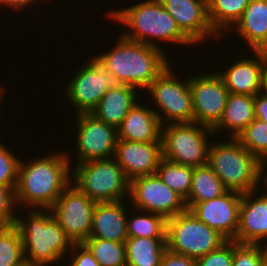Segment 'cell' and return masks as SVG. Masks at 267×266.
I'll return each instance as SVG.
<instances>
[{
	"instance_id": "obj_20",
	"label": "cell",
	"mask_w": 267,
	"mask_h": 266,
	"mask_svg": "<svg viewBox=\"0 0 267 266\" xmlns=\"http://www.w3.org/2000/svg\"><path fill=\"white\" fill-rule=\"evenodd\" d=\"M123 201L96 203L89 238H102L108 241L125 243L128 239V211H126L127 207H124L126 205L123 204Z\"/></svg>"
},
{
	"instance_id": "obj_42",
	"label": "cell",
	"mask_w": 267,
	"mask_h": 266,
	"mask_svg": "<svg viewBox=\"0 0 267 266\" xmlns=\"http://www.w3.org/2000/svg\"><path fill=\"white\" fill-rule=\"evenodd\" d=\"M264 90L267 92V63H266V68H265Z\"/></svg>"
},
{
	"instance_id": "obj_31",
	"label": "cell",
	"mask_w": 267,
	"mask_h": 266,
	"mask_svg": "<svg viewBox=\"0 0 267 266\" xmlns=\"http://www.w3.org/2000/svg\"><path fill=\"white\" fill-rule=\"evenodd\" d=\"M23 242L14 226H0V266H24Z\"/></svg>"
},
{
	"instance_id": "obj_36",
	"label": "cell",
	"mask_w": 267,
	"mask_h": 266,
	"mask_svg": "<svg viewBox=\"0 0 267 266\" xmlns=\"http://www.w3.org/2000/svg\"><path fill=\"white\" fill-rule=\"evenodd\" d=\"M14 208L16 209L14 190L0 185V226L14 225L16 219Z\"/></svg>"
},
{
	"instance_id": "obj_41",
	"label": "cell",
	"mask_w": 267,
	"mask_h": 266,
	"mask_svg": "<svg viewBox=\"0 0 267 266\" xmlns=\"http://www.w3.org/2000/svg\"><path fill=\"white\" fill-rule=\"evenodd\" d=\"M267 161L266 162H263V164H262V168H261V171H260V180H259V183L261 184L262 183V185H260L262 188H261V190H265V192H262V193H264V195L267 197Z\"/></svg>"
},
{
	"instance_id": "obj_2",
	"label": "cell",
	"mask_w": 267,
	"mask_h": 266,
	"mask_svg": "<svg viewBox=\"0 0 267 266\" xmlns=\"http://www.w3.org/2000/svg\"><path fill=\"white\" fill-rule=\"evenodd\" d=\"M111 48L94 57L120 84L136 87L141 93L170 65L165 49L129 40L121 33Z\"/></svg>"
},
{
	"instance_id": "obj_17",
	"label": "cell",
	"mask_w": 267,
	"mask_h": 266,
	"mask_svg": "<svg viewBox=\"0 0 267 266\" xmlns=\"http://www.w3.org/2000/svg\"><path fill=\"white\" fill-rule=\"evenodd\" d=\"M113 158L129 181L156 174L162 157L161 142L117 140Z\"/></svg>"
},
{
	"instance_id": "obj_4",
	"label": "cell",
	"mask_w": 267,
	"mask_h": 266,
	"mask_svg": "<svg viewBox=\"0 0 267 266\" xmlns=\"http://www.w3.org/2000/svg\"><path fill=\"white\" fill-rule=\"evenodd\" d=\"M46 211L31 209L25 214L27 218L19 216L16 212L14 226L21 235L26 264H56L66 258L74 244L53 217L51 210Z\"/></svg>"
},
{
	"instance_id": "obj_9",
	"label": "cell",
	"mask_w": 267,
	"mask_h": 266,
	"mask_svg": "<svg viewBox=\"0 0 267 266\" xmlns=\"http://www.w3.org/2000/svg\"><path fill=\"white\" fill-rule=\"evenodd\" d=\"M226 241L223 235L208 227L188 209L167 219L166 245L175 253L198 259Z\"/></svg>"
},
{
	"instance_id": "obj_44",
	"label": "cell",
	"mask_w": 267,
	"mask_h": 266,
	"mask_svg": "<svg viewBox=\"0 0 267 266\" xmlns=\"http://www.w3.org/2000/svg\"><path fill=\"white\" fill-rule=\"evenodd\" d=\"M24 266H35V265H31V264H25Z\"/></svg>"
},
{
	"instance_id": "obj_26",
	"label": "cell",
	"mask_w": 267,
	"mask_h": 266,
	"mask_svg": "<svg viewBox=\"0 0 267 266\" xmlns=\"http://www.w3.org/2000/svg\"><path fill=\"white\" fill-rule=\"evenodd\" d=\"M226 191L227 189L208 164L194 167L190 192L184 200L186 208L189 210L195 203L219 197Z\"/></svg>"
},
{
	"instance_id": "obj_23",
	"label": "cell",
	"mask_w": 267,
	"mask_h": 266,
	"mask_svg": "<svg viewBox=\"0 0 267 266\" xmlns=\"http://www.w3.org/2000/svg\"><path fill=\"white\" fill-rule=\"evenodd\" d=\"M130 85L121 84L109 89L91 112L98 120L118 129L128 112L138 102L141 91ZM139 92V93H138Z\"/></svg>"
},
{
	"instance_id": "obj_33",
	"label": "cell",
	"mask_w": 267,
	"mask_h": 266,
	"mask_svg": "<svg viewBox=\"0 0 267 266\" xmlns=\"http://www.w3.org/2000/svg\"><path fill=\"white\" fill-rule=\"evenodd\" d=\"M232 266H267V246L240 244L234 240Z\"/></svg>"
},
{
	"instance_id": "obj_43",
	"label": "cell",
	"mask_w": 267,
	"mask_h": 266,
	"mask_svg": "<svg viewBox=\"0 0 267 266\" xmlns=\"http://www.w3.org/2000/svg\"><path fill=\"white\" fill-rule=\"evenodd\" d=\"M4 91H5L4 88H0V106L2 105V104H1V103H2V100H1V99H2V97H4L3 94H5ZM0 111H1V110H0ZM0 115H2V114L0 113Z\"/></svg>"
},
{
	"instance_id": "obj_1",
	"label": "cell",
	"mask_w": 267,
	"mask_h": 266,
	"mask_svg": "<svg viewBox=\"0 0 267 266\" xmlns=\"http://www.w3.org/2000/svg\"><path fill=\"white\" fill-rule=\"evenodd\" d=\"M57 151L32 159L33 161L28 163L20 160L14 191L16 207L24 204L29 211L31 207L50 210L61 193L71 184L72 164L71 157H68L70 154Z\"/></svg>"
},
{
	"instance_id": "obj_40",
	"label": "cell",
	"mask_w": 267,
	"mask_h": 266,
	"mask_svg": "<svg viewBox=\"0 0 267 266\" xmlns=\"http://www.w3.org/2000/svg\"><path fill=\"white\" fill-rule=\"evenodd\" d=\"M36 1L38 2L39 0H0V7H11L10 9L14 8L13 10L17 11V9H20L19 11H22L23 8L26 10L29 5L35 3Z\"/></svg>"
},
{
	"instance_id": "obj_30",
	"label": "cell",
	"mask_w": 267,
	"mask_h": 266,
	"mask_svg": "<svg viewBox=\"0 0 267 266\" xmlns=\"http://www.w3.org/2000/svg\"><path fill=\"white\" fill-rule=\"evenodd\" d=\"M83 244L100 266H126L125 243L102 238H87Z\"/></svg>"
},
{
	"instance_id": "obj_29",
	"label": "cell",
	"mask_w": 267,
	"mask_h": 266,
	"mask_svg": "<svg viewBox=\"0 0 267 266\" xmlns=\"http://www.w3.org/2000/svg\"><path fill=\"white\" fill-rule=\"evenodd\" d=\"M194 167L176 164L164 158L160 160L156 174L184 200L188 197Z\"/></svg>"
},
{
	"instance_id": "obj_11",
	"label": "cell",
	"mask_w": 267,
	"mask_h": 266,
	"mask_svg": "<svg viewBox=\"0 0 267 266\" xmlns=\"http://www.w3.org/2000/svg\"><path fill=\"white\" fill-rule=\"evenodd\" d=\"M96 203L71 183L50 210L70 240L83 243L90 237Z\"/></svg>"
},
{
	"instance_id": "obj_32",
	"label": "cell",
	"mask_w": 267,
	"mask_h": 266,
	"mask_svg": "<svg viewBox=\"0 0 267 266\" xmlns=\"http://www.w3.org/2000/svg\"><path fill=\"white\" fill-rule=\"evenodd\" d=\"M237 139L262 162L267 161V123L255 118Z\"/></svg>"
},
{
	"instance_id": "obj_14",
	"label": "cell",
	"mask_w": 267,
	"mask_h": 266,
	"mask_svg": "<svg viewBox=\"0 0 267 266\" xmlns=\"http://www.w3.org/2000/svg\"><path fill=\"white\" fill-rule=\"evenodd\" d=\"M77 119L76 159L77 164L114 156L118 140L117 129L98 120L91 113H80Z\"/></svg>"
},
{
	"instance_id": "obj_28",
	"label": "cell",
	"mask_w": 267,
	"mask_h": 266,
	"mask_svg": "<svg viewBox=\"0 0 267 266\" xmlns=\"http://www.w3.org/2000/svg\"><path fill=\"white\" fill-rule=\"evenodd\" d=\"M137 211L139 213H136ZM132 212H134L130 213L133 214L132 217L127 218L128 238L166 239L167 219L165 217L146 211L141 212L135 208ZM135 213L137 215H134Z\"/></svg>"
},
{
	"instance_id": "obj_27",
	"label": "cell",
	"mask_w": 267,
	"mask_h": 266,
	"mask_svg": "<svg viewBox=\"0 0 267 266\" xmlns=\"http://www.w3.org/2000/svg\"><path fill=\"white\" fill-rule=\"evenodd\" d=\"M251 0H207L208 19L214 32L223 37V32L236 24ZM228 28V29H227Z\"/></svg>"
},
{
	"instance_id": "obj_34",
	"label": "cell",
	"mask_w": 267,
	"mask_h": 266,
	"mask_svg": "<svg viewBox=\"0 0 267 266\" xmlns=\"http://www.w3.org/2000/svg\"><path fill=\"white\" fill-rule=\"evenodd\" d=\"M20 158L0 141V185L16 189Z\"/></svg>"
},
{
	"instance_id": "obj_24",
	"label": "cell",
	"mask_w": 267,
	"mask_h": 266,
	"mask_svg": "<svg viewBox=\"0 0 267 266\" xmlns=\"http://www.w3.org/2000/svg\"><path fill=\"white\" fill-rule=\"evenodd\" d=\"M254 100L255 96L229 93L222 118L212 129L213 133L221 135L227 130L225 138H237L255 119Z\"/></svg>"
},
{
	"instance_id": "obj_37",
	"label": "cell",
	"mask_w": 267,
	"mask_h": 266,
	"mask_svg": "<svg viewBox=\"0 0 267 266\" xmlns=\"http://www.w3.org/2000/svg\"><path fill=\"white\" fill-rule=\"evenodd\" d=\"M67 254L71 256V262L67 266H100L83 243H74Z\"/></svg>"
},
{
	"instance_id": "obj_25",
	"label": "cell",
	"mask_w": 267,
	"mask_h": 266,
	"mask_svg": "<svg viewBox=\"0 0 267 266\" xmlns=\"http://www.w3.org/2000/svg\"><path fill=\"white\" fill-rule=\"evenodd\" d=\"M126 266H160L166 239L131 237L125 241Z\"/></svg>"
},
{
	"instance_id": "obj_13",
	"label": "cell",
	"mask_w": 267,
	"mask_h": 266,
	"mask_svg": "<svg viewBox=\"0 0 267 266\" xmlns=\"http://www.w3.org/2000/svg\"><path fill=\"white\" fill-rule=\"evenodd\" d=\"M193 96V122L213 129L221 120L229 91L216 72L190 77Z\"/></svg>"
},
{
	"instance_id": "obj_39",
	"label": "cell",
	"mask_w": 267,
	"mask_h": 266,
	"mask_svg": "<svg viewBox=\"0 0 267 266\" xmlns=\"http://www.w3.org/2000/svg\"><path fill=\"white\" fill-rule=\"evenodd\" d=\"M254 111L255 118L267 123V92L265 90L255 95Z\"/></svg>"
},
{
	"instance_id": "obj_12",
	"label": "cell",
	"mask_w": 267,
	"mask_h": 266,
	"mask_svg": "<svg viewBox=\"0 0 267 266\" xmlns=\"http://www.w3.org/2000/svg\"><path fill=\"white\" fill-rule=\"evenodd\" d=\"M129 201L132 209L162 215L166 219L184 212V199L166 185L157 174L140 176L130 181Z\"/></svg>"
},
{
	"instance_id": "obj_19",
	"label": "cell",
	"mask_w": 267,
	"mask_h": 266,
	"mask_svg": "<svg viewBox=\"0 0 267 266\" xmlns=\"http://www.w3.org/2000/svg\"><path fill=\"white\" fill-rule=\"evenodd\" d=\"M258 189L243 193L236 240L240 244L267 246V197Z\"/></svg>"
},
{
	"instance_id": "obj_7",
	"label": "cell",
	"mask_w": 267,
	"mask_h": 266,
	"mask_svg": "<svg viewBox=\"0 0 267 266\" xmlns=\"http://www.w3.org/2000/svg\"><path fill=\"white\" fill-rule=\"evenodd\" d=\"M209 135V137H208ZM214 135V136H213ZM212 129L196 122L170 123L162 126V157L176 164L207 165Z\"/></svg>"
},
{
	"instance_id": "obj_3",
	"label": "cell",
	"mask_w": 267,
	"mask_h": 266,
	"mask_svg": "<svg viewBox=\"0 0 267 266\" xmlns=\"http://www.w3.org/2000/svg\"><path fill=\"white\" fill-rule=\"evenodd\" d=\"M111 22L114 20L128 27L121 34L129 40L157 47L160 41L173 44L194 45L180 30L174 18L166 11L159 0H144L120 10H110L106 14ZM130 29V30H129ZM158 41V42H157Z\"/></svg>"
},
{
	"instance_id": "obj_35",
	"label": "cell",
	"mask_w": 267,
	"mask_h": 266,
	"mask_svg": "<svg viewBox=\"0 0 267 266\" xmlns=\"http://www.w3.org/2000/svg\"><path fill=\"white\" fill-rule=\"evenodd\" d=\"M234 240H227L220 247L196 259L197 266H232Z\"/></svg>"
},
{
	"instance_id": "obj_8",
	"label": "cell",
	"mask_w": 267,
	"mask_h": 266,
	"mask_svg": "<svg viewBox=\"0 0 267 266\" xmlns=\"http://www.w3.org/2000/svg\"><path fill=\"white\" fill-rule=\"evenodd\" d=\"M171 68L173 67L170 64L144 91L151 95L150 100L153 99V104L159 108L154 112L162 126L170 123L193 122L190 78L179 80V76Z\"/></svg>"
},
{
	"instance_id": "obj_5",
	"label": "cell",
	"mask_w": 267,
	"mask_h": 266,
	"mask_svg": "<svg viewBox=\"0 0 267 266\" xmlns=\"http://www.w3.org/2000/svg\"><path fill=\"white\" fill-rule=\"evenodd\" d=\"M210 141L207 164L228 191L243 194L260 188L258 186L263 162L258 157L247 150L237 138H229V142Z\"/></svg>"
},
{
	"instance_id": "obj_15",
	"label": "cell",
	"mask_w": 267,
	"mask_h": 266,
	"mask_svg": "<svg viewBox=\"0 0 267 266\" xmlns=\"http://www.w3.org/2000/svg\"><path fill=\"white\" fill-rule=\"evenodd\" d=\"M241 201V193L227 190L219 197L195 203L189 211L227 240H234L239 225Z\"/></svg>"
},
{
	"instance_id": "obj_10",
	"label": "cell",
	"mask_w": 267,
	"mask_h": 266,
	"mask_svg": "<svg viewBox=\"0 0 267 266\" xmlns=\"http://www.w3.org/2000/svg\"><path fill=\"white\" fill-rule=\"evenodd\" d=\"M73 75L64 91L65 98L75 107L76 114L91 113L109 89L121 85L114 74L103 67L94 55Z\"/></svg>"
},
{
	"instance_id": "obj_22",
	"label": "cell",
	"mask_w": 267,
	"mask_h": 266,
	"mask_svg": "<svg viewBox=\"0 0 267 266\" xmlns=\"http://www.w3.org/2000/svg\"><path fill=\"white\" fill-rule=\"evenodd\" d=\"M230 30L237 31L249 52L267 51V0H251Z\"/></svg>"
},
{
	"instance_id": "obj_16",
	"label": "cell",
	"mask_w": 267,
	"mask_h": 266,
	"mask_svg": "<svg viewBox=\"0 0 267 266\" xmlns=\"http://www.w3.org/2000/svg\"><path fill=\"white\" fill-rule=\"evenodd\" d=\"M251 57L243 56L217 72L229 93L255 96L264 90L267 51H251Z\"/></svg>"
},
{
	"instance_id": "obj_6",
	"label": "cell",
	"mask_w": 267,
	"mask_h": 266,
	"mask_svg": "<svg viewBox=\"0 0 267 266\" xmlns=\"http://www.w3.org/2000/svg\"><path fill=\"white\" fill-rule=\"evenodd\" d=\"M73 167L71 183L91 200L114 202L129 198L130 181L113 157L85 161Z\"/></svg>"
},
{
	"instance_id": "obj_18",
	"label": "cell",
	"mask_w": 267,
	"mask_h": 266,
	"mask_svg": "<svg viewBox=\"0 0 267 266\" xmlns=\"http://www.w3.org/2000/svg\"><path fill=\"white\" fill-rule=\"evenodd\" d=\"M180 30L196 45L220 37L208 19L207 0H159ZM210 37V38H209ZM217 37V38H216ZM209 38V39H208Z\"/></svg>"
},
{
	"instance_id": "obj_21",
	"label": "cell",
	"mask_w": 267,
	"mask_h": 266,
	"mask_svg": "<svg viewBox=\"0 0 267 266\" xmlns=\"http://www.w3.org/2000/svg\"><path fill=\"white\" fill-rule=\"evenodd\" d=\"M137 102L117 129L118 139L140 142H161L162 125L154 109ZM148 107V108H147Z\"/></svg>"
},
{
	"instance_id": "obj_38",
	"label": "cell",
	"mask_w": 267,
	"mask_h": 266,
	"mask_svg": "<svg viewBox=\"0 0 267 266\" xmlns=\"http://www.w3.org/2000/svg\"><path fill=\"white\" fill-rule=\"evenodd\" d=\"M160 266H197L196 259L175 253L168 248L163 254Z\"/></svg>"
}]
</instances>
